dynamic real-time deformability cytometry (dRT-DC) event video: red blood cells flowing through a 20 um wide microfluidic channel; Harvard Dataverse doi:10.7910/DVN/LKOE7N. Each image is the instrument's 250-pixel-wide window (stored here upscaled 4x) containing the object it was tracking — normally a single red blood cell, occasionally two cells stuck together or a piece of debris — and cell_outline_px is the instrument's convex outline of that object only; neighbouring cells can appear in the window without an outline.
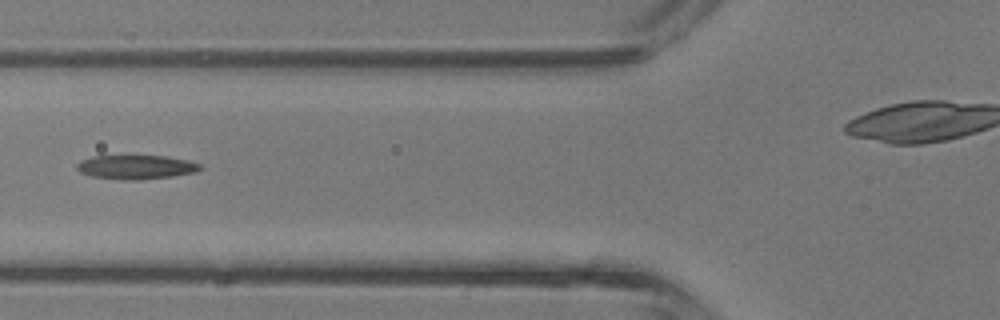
{"species": "common noctule bat (a hibernating species)", "species_latin": "Nyctalus noctula", "temperature_condition": "room temperature", "stored_images_in_passage": 43, "segment_of_instrument_passage": [1, 2], "camera_frame_rate_fps": 3000, "um_per_image_px": 0.085, "animal": {"sex": "male", "body_mass_g": 13.3}, "frame": {"image": 1, "passage_image": 16, "time_ms": 5.0, "image_size_px": [1000, 320], "cell_outline_px": [[204, 168], [196, 172], [172, 176], [140, 180], [120, 180], [92, 176], [80, 172], [76, 168], [76, 164], [80, 160], [92, 156], [164, 156], [188, 160], [200, 164]], "centroid_in_image_um": [11.56, 14.2], "position_along_channel_um": 114.2, "area_um2": 17.4}}
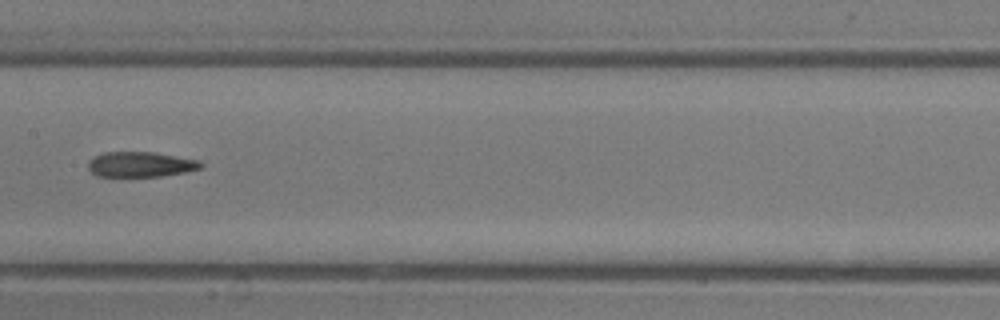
{"frame": {"image": 2, "passage_image": 21, "time_ms": 6.667, "image_size_px": [1000, 320], "cell_outline_px": [[204, 164], [200, 168], [184, 172], [160, 176], [96, 176], [88, 168], [88, 160], [104, 152], [152, 152], [200, 160]], "centroid_in_image_um": [11.94, 13.97], "position_along_channel_um": 195.5, "area_um2": 16.42}}
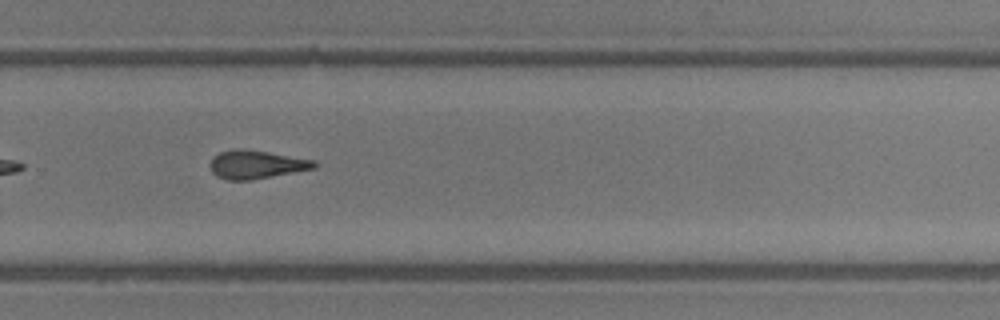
{"frame": {"image": 3, "passage_image": 28, "time_ms": 9.0, "image_size_px": [1000, 320], "cell_outline_px": [[316, 168], [248, 180], [228, 180], [216, 176], [212, 172], [212, 160], [220, 152], [236, 148], [244, 148], [268, 152], [312, 160], [316, 164]], "centroid_in_image_um": [21.77, 13.98], "position_along_channel_um": 308.0, "area_um2": 16.76}}